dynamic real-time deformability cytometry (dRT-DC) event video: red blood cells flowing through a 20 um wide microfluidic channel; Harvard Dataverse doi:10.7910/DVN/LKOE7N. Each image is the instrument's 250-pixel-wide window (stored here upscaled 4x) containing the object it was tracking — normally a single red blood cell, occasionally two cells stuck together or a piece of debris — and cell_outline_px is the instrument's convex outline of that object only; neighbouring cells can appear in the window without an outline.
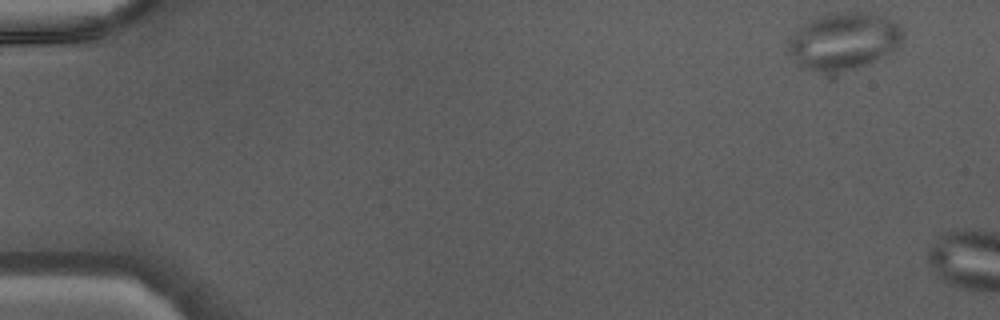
{"species": "Egyptian fruit bat (a non-hibernating species)", "species_latin": "Rousettus aegyptiacus", "temperature_condition": "warm", "stored_images_in_passage": 5, "camera_frame_rate_fps": 3000, "um_per_image_px": 0.085, "animal": {"sex": "male"}, "frame": {"image": 1, "passage_image": 1, "time_ms": 0.0, "image_size_px": [1000, 320], "cell_outline_px": [[904, 36], [896, 48], [864, 64], [852, 68], [804, 68], [796, 64], [788, 52], [788, 40], [804, 24], [816, 16], [828, 12], [868, 12], [892, 20], [904, 28]], "centroid_in_image_um": [71.72, 3.4], "position_along_channel_um": 13.3, "area_um2": 36.88}}